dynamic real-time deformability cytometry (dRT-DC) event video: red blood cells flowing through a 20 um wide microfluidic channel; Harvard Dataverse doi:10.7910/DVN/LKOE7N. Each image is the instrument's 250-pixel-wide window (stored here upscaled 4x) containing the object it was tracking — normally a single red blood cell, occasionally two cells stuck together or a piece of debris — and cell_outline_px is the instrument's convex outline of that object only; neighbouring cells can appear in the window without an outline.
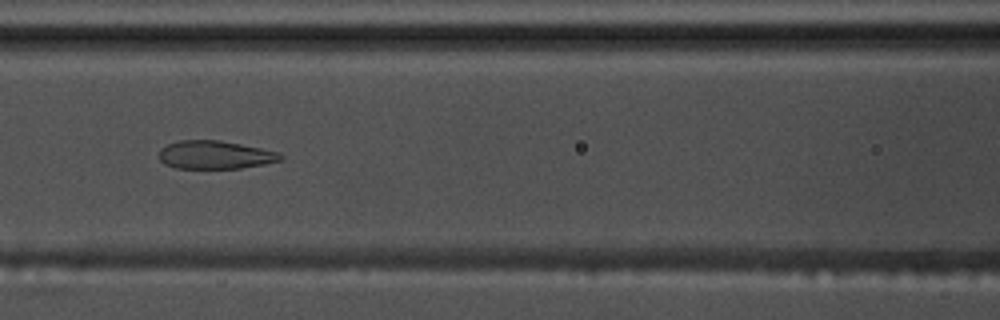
{"species": "common noctule bat (a hibernating species)", "species_latin": "Nyctalus noctula", "temperature_condition": "warm", "stored_images_in_passage": 56, "camera_frame_rate_fps": 3000, "um_per_image_px": 0.085, "animal": {"sex": "male", "body_mass_g": 17.5, "forearm_length_mm": 52.3}, "frame": {"image": 1, "passage_image": 25, "time_ms": 8.0, "image_size_px": [1000, 320], "cell_outline_px": [[284, 160], [264, 164], [240, 168], [176, 168], [164, 164], [160, 160], [160, 148], [168, 144], [180, 140], [220, 140], [280, 152], [284, 156]], "centroid_in_image_um": [18.31, 13.16], "position_along_channel_um": 148.3, "area_um2": 20.0}}
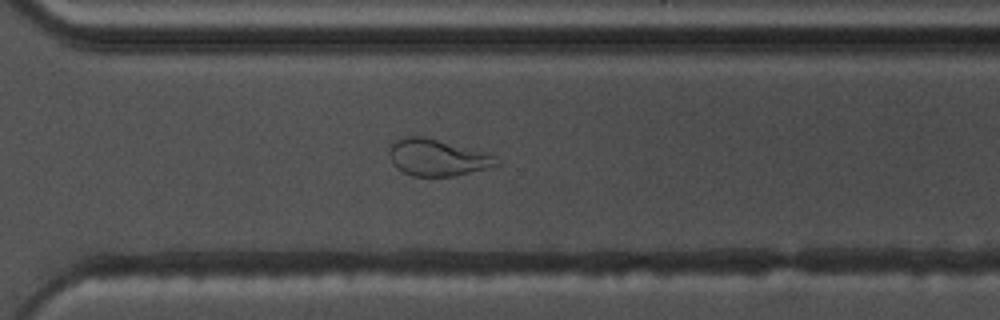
{"frame": {"image": 2, "passage_image": 40, "time_ms": 13.0, "image_size_px": [1000, 320], "cell_outline_px": [[500, 164], [488, 168], [452, 176], [412, 176], [396, 168], [392, 164], [388, 152], [392, 144], [396, 140], [408, 136], [424, 136], [480, 152], [492, 156]], "centroid_in_image_um": [37.08, 13.4], "position_along_channel_um": 333.5, "area_um2": 22.31}}
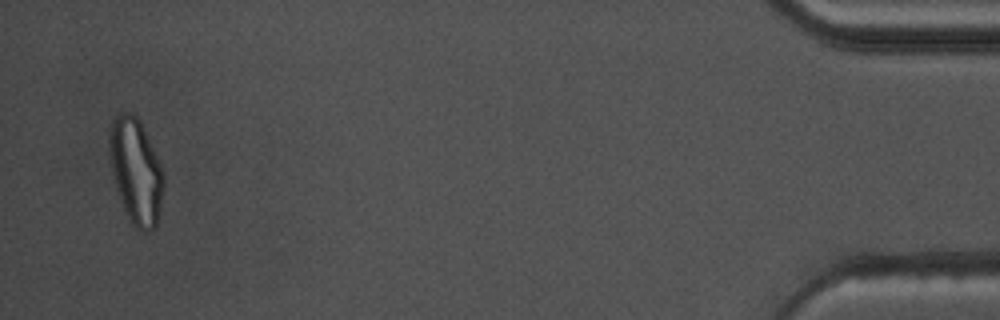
{"frame": {"image": 3, "passage_image": 54, "time_ms": 17.667, "image_size_px": [1000, 320], "cell_outline_px": [[164, 188], [156, 228], [152, 232], [140, 232], [132, 224], [124, 208], [116, 188], [112, 172], [108, 148], [108, 128], [112, 120], [120, 112], [132, 112], [140, 120], [164, 172]], "centroid_in_image_um": [11.54, 14.54], "position_along_channel_um": 423.7, "area_um2": 33.7}, "authors_computed_cell_mechanics": {"area_um2": 25.6054, "velocity_mm_per_s": 3.7158, "shape_relaxation_time_tau1_ms": null, "shape_relaxation_time_tau2_ms": 1.197, "deformation_change_tau1": null, "deformation_change_tau2": 0.0841}}